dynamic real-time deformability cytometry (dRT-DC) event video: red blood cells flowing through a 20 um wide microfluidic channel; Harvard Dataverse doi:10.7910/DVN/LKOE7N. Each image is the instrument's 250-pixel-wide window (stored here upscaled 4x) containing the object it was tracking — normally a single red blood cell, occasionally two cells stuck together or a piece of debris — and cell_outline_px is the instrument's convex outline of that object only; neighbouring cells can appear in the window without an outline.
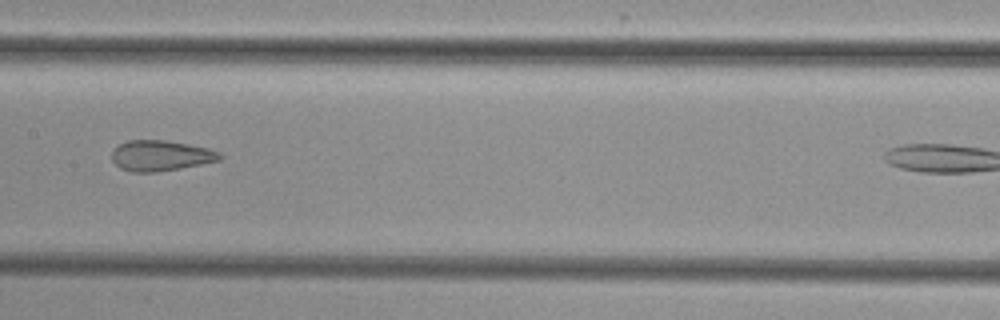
{"species": "common noctule bat (a hibernating species)", "species_latin": "Nyctalus noctula", "temperature_condition": "cold", "stored_images_in_passage": 7, "camera_frame_rate_fps": 3000, "um_per_image_px": 0.085, "animal": {"sex": "female", "body_mass_g": 29.2, "forearm_length_mm": 56.3}, "frame": {"image": 1, "passage_image": 6, "time_ms": 6.0, "image_size_px": [1000, 320], "cell_outline_px": [[224, 156], [220, 160], [180, 168], [156, 172], [132, 172], [120, 168], [112, 160], [112, 152], [120, 144], [128, 140], [164, 140], [188, 144], [208, 148], [220, 152]], "centroid_in_image_um": [13.67, 13.23], "position_along_channel_um": 193.7, "area_um2": 19.13}}